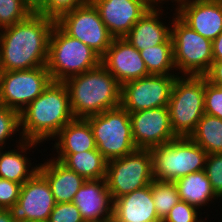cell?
<instances>
[{"instance_id":"1","label":"cell","mask_w":222,"mask_h":222,"mask_svg":"<svg viewBox=\"0 0 222 222\" xmlns=\"http://www.w3.org/2000/svg\"><path fill=\"white\" fill-rule=\"evenodd\" d=\"M55 23V19L33 12L23 21L0 29V71L47 66Z\"/></svg>"},{"instance_id":"2","label":"cell","mask_w":222,"mask_h":222,"mask_svg":"<svg viewBox=\"0 0 222 222\" xmlns=\"http://www.w3.org/2000/svg\"><path fill=\"white\" fill-rule=\"evenodd\" d=\"M73 119L66 84L51 81L45 90L20 112V135L24 140L41 144L54 140L60 130Z\"/></svg>"},{"instance_id":"3","label":"cell","mask_w":222,"mask_h":222,"mask_svg":"<svg viewBox=\"0 0 222 222\" xmlns=\"http://www.w3.org/2000/svg\"><path fill=\"white\" fill-rule=\"evenodd\" d=\"M64 83L74 118H87L121 106V85L102 64Z\"/></svg>"},{"instance_id":"4","label":"cell","mask_w":222,"mask_h":222,"mask_svg":"<svg viewBox=\"0 0 222 222\" xmlns=\"http://www.w3.org/2000/svg\"><path fill=\"white\" fill-rule=\"evenodd\" d=\"M101 64V57L89 46L69 36L57 23L50 35L47 69L52 81L92 70Z\"/></svg>"},{"instance_id":"5","label":"cell","mask_w":222,"mask_h":222,"mask_svg":"<svg viewBox=\"0 0 222 222\" xmlns=\"http://www.w3.org/2000/svg\"><path fill=\"white\" fill-rule=\"evenodd\" d=\"M205 77L177 76L168 104L173 133L176 137H189L205 114Z\"/></svg>"},{"instance_id":"6","label":"cell","mask_w":222,"mask_h":222,"mask_svg":"<svg viewBox=\"0 0 222 222\" xmlns=\"http://www.w3.org/2000/svg\"><path fill=\"white\" fill-rule=\"evenodd\" d=\"M153 158V177L156 180L176 181L205 169L207 152L189 137H177L167 144L150 149Z\"/></svg>"},{"instance_id":"7","label":"cell","mask_w":222,"mask_h":222,"mask_svg":"<svg viewBox=\"0 0 222 222\" xmlns=\"http://www.w3.org/2000/svg\"><path fill=\"white\" fill-rule=\"evenodd\" d=\"M174 15L170 20L173 61L176 71H180L175 74L204 76L213 63L212 41L185 24L176 13Z\"/></svg>"},{"instance_id":"8","label":"cell","mask_w":222,"mask_h":222,"mask_svg":"<svg viewBox=\"0 0 222 222\" xmlns=\"http://www.w3.org/2000/svg\"><path fill=\"white\" fill-rule=\"evenodd\" d=\"M85 119L92 128L97 150L107 161L123 157L137 149L130 114L122 106Z\"/></svg>"},{"instance_id":"9","label":"cell","mask_w":222,"mask_h":222,"mask_svg":"<svg viewBox=\"0 0 222 222\" xmlns=\"http://www.w3.org/2000/svg\"><path fill=\"white\" fill-rule=\"evenodd\" d=\"M106 182L112 200L150 185L154 181L150 149L137 148L107 161Z\"/></svg>"},{"instance_id":"10","label":"cell","mask_w":222,"mask_h":222,"mask_svg":"<svg viewBox=\"0 0 222 222\" xmlns=\"http://www.w3.org/2000/svg\"><path fill=\"white\" fill-rule=\"evenodd\" d=\"M56 23L69 36L89 46L100 57L105 54L114 39L90 0L62 14Z\"/></svg>"},{"instance_id":"11","label":"cell","mask_w":222,"mask_h":222,"mask_svg":"<svg viewBox=\"0 0 222 222\" xmlns=\"http://www.w3.org/2000/svg\"><path fill=\"white\" fill-rule=\"evenodd\" d=\"M47 66L0 71V105L21 112L51 83Z\"/></svg>"},{"instance_id":"12","label":"cell","mask_w":222,"mask_h":222,"mask_svg":"<svg viewBox=\"0 0 222 222\" xmlns=\"http://www.w3.org/2000/svg\"><path fill=\"white\" fill-rule=\"evenodd\" d=\"M178 75H154L131 80L121 86V106L129 113L168 106Z\"/></svg>"},{"instance_id":"13","label":"cell","mask_w":222,"mask_h":222,"mask_svg":"<svg viewBox=\"0 0 222 222\" xmlns=\"http://www.w3.org/2000/svg\"><path fill=\"white\" fill-rule=\"evenodd\" d=\"M55 205L47 179L37 171L22 184L18 201L8 210L14 222H48Z\"/></svg>"},{"instance_id":"14","label":"cell","mask_w":222,"mask_h":222,"mask_svg":"<svg viewBox=\"0 0 222 222\" xmlns=\"http://www.w3.org/2000/svg\"><path fill=\"white\" fill-rule=\"evenodd\" d=\"M129 114L134 144L137 148L151 149L177 138L171 126L168 106Z\"/></svg>"},{"instance_id":"15","label":"cell","mask_w":222,"mask_h":222,"mask_svg":"<svg viewBox=\"0 0 222 222\" xmlns=\"http://www.w3.org/2000/svg\"><path fill=\"white\" fill-rule=\"evenodd\" d=\"M114 38H124L155 4L152 0H90Z\"/></svg>"},{"instance_id":"16","label":"cell","mask_w":222,"mask_h":222,"mask_svg":"<svg viewBox=\"0 0 222 222\" xmlns=\"http://www.w3.org/2000/svg\"><path fill=\"white\" fill-rule=\"evenodd\" d=\"M176 15L201 36L213 41L222 33V0H178Z\"/></svg>"},{"instance_id":"17","label":"cell","mask_w":222,"mask_h":222,"mask_svg":"<svg viewBox=\"0 0 222 222\" xmlns=\"http://www.w3.org/2000/svg\"><path fill=\"white\" fill-rule=\"evenodd\" d=\"M101 64L122 86L124 83L150 75L141 57L124 38H114L110 47L101 57Z\"/></svg>"},{"instance_id":"18","label":"cell","mask_w":222,"mask_h":222,"mask_svg":"<svg viewBox=\"0 0 222 222\" xmlns=\"http://www.w3.org/2000/svg\"><path fill=\"white\" fill-rule=\"evenodd\" d=\"M84 221L112 220L113 200L106 179L86 180L72 201Z\"/></svg>"},{"instance_id":"19","label":"cell","mask_w":222,"mask_h":222,"mask_svg":"<svg viewBox=\"0 0 222 222\" xmlns=\"http://www.w3.org/2000/svg\"><path fill=\"white\" fill-rule=\"evenodd\" d=\"M114 222H162L156 212L152 183L113 201Z\"/></svg>"},{"instance_id":"20","label":"cell","mask_w":222,"mask_h":222,"mask_svg":"<svg viewBox=\"0 0 222 222\" xmlns=\"http://www.w3.org/2000/svg\"><path fill=\"white\" fill-rule=\"evenodd\" d=\"M160 5L155 3L124 37L138 51L163 44L171 37V27L160 20L163 15Z\"/></svg>"},{"instance_id":"21","label":"cell","mask_w":222,"mask_h":222,"mask_svg":"<svg viewBox=\"0 0 222 222\" xmlns=\"http://www.w3.org/2000/svg\"><path fill=\"white\" fill-rule=\"evenodd\" d=\"M38 165V171L47 179L56 203L72 202L76 192L86 181L54 158Z\"/></svg>"},{"instance_id":"22","label":"cell","mask_w":222,"mask_h":222,"mask_svg":"<svg viewBox=\"0 0 222 222\" xmlns=\"http://www.w3.org/2000/svg\"><path fill=\"white\" fill-rule=\"evenodd\" d=\"M20 136L19 142L15 146L17 149H10V151H3L2 149L0 151V178L23 184L38 171L39 167L36 164V167H31L32 163L30 158L26 157V151L29 150L30 152L31 148L33 149L40 143L24 140Z\"/></svg>"},{"instance_id":"23","label":"cell","mask_w":222,"mask_h":222,"mask_svg":"<svg viewBox=\"0 0 222 222\" xmlns=\"http://www.w3.org/2000/svg\"><path fill=\"white\" fill-rule=\"evenodd\" d=\"M57 154H75L96 149L90 123L85 118H74L54 138Z\"/></svg>"},{"instance_id":"24","label":"cell","mask_w":222,"mask_h":222,"mask_svg":"<svg viewBox=\"0 0 222 222\" xmlns=\"http://www.w3.org/2000/svg\"><path fill=\"white\" fill-rule=\"evenodd\" d=\"M174 183L177 186L180 200L198 209L207 206L213 199L218 200L219 198L215 194L205 170L190 173L174 181Z\"/></svg>"},{"instance_id":"25","label":"cell","mask_w":222,"mask_h":222,"mask_svg":"<svg viewBox=\"0 0 222 222\" xmlns=\"http://www.w3.org/2000/svg\"><path fill=\"white\" fill-rule=\"evenodd\" d=\"M54 159L81 175L85 180L106 178L107 160L97 148L75 154H58Z\"/></svg>"},{"instance_id":"26","label":"cell","mask_w":222,"mask_h":222,"mask_svg":"<svg viewBox=\"0 0 222 222\" xmlns=\"http://www.w3.org/2000/svg\"><path fill=\"white\" fill-rule=\"evenodd\" d=\"M189 138L207 154L222 153V119L205 113Z\"/></svg>"},{"instance_id":"27","label":"cell","mask_w":222,"mask_h":222,"mask_svg":"<svg viewBox=\"0 0 222 222\" xmlns=\"http://www.w3.org/2000/svg\"><path fill=\"white\" fill-rule=\"evenodd\" d=\"M140 54L149 74L175 75L174 69L176 72V68L173 61V41L171 37L163 44L141 50Z\"/></svg>"},{"instance_id":"28","label":"cell","mask_w":222,"mask_h":222,"mask_svg":"<svg viewBox=\"0 0 222 222\" xmlns=\"http://www.w3.org/2000/svg\"><path fill=\"white\" fill-rule=\"evenodd\" d=\"M152 196L157 215L161 221L169 214L171 208L180 201L177 186L173 181L154 179Z\"/></svg>"},{"instance_id":"29","label":"cell","mask_w":222,"mask_h":222,"mask_svg":"<svg viewBox=\"0 0 222 222\" xmlns=\"http://www.w3.org/2000/svg\"><path fill=\"white\" fill-rule=\"evenodd\" d=\"M33 12L28 0H0V29L23 21Z\"/></svg>"},{"instance_id":"30","label":"cell","mask_w":222,"mask_h":222,"mask_svg":"<svg viewBox=\"0 0 222 222\" xmlns=\"http://www.w3.org/2000/svg\"><path fill=\"white\" fill-rule=\"evenodd\" d=\"M88 0H39L33 10L36 13L57 20L67 11L74 10Z\"/></svg>"},{"instance_id":"31","label":"cell","mask_w":222,"mask_h":222,"mask_svg":"<svg viewBox=\"0 0 222 222\" xmlns=\"http://www.w3.org/2000/svg\"><path fill=\"white\" fill-rule=\"evenodd\" d=\"M20 130V112L0 105V148L5 149L6 140H9L18 131L21 133Z\"/></svg>"},{"instance_id":"32","label":"cell","mask_w":222,"mask_h":222,"mask_svg":"<svg viewBox=\"0 0 222 222\" xmlns=\"http://www.w3.org/2000/svg\"><path fill=\"white\" fill-rule=\"evenodd\" d=\"M205 172L215 194L222 199V153L208 154L205 162Z\"/></svg>"},{"instance_id":"33","label":"cell","mask_w":222,"mask_h":222,"mask_svg":"<svg viewBox=\"0 0 222 222\" xmlns=\"http://www.w3.org/2000/svg\"><path fill=\"white\" fill-rule=\"evenodd\" d=\"M204 110L222 119V85H212L205 78Z\"/></svg>"},{"instance_id":"34","label":"cell","mask_w":222,"mask_h":222,"mask_svg":"<svg viewBox=\"0 0 222 222\" xmlns=\"http://www.w3.org/2000/svg\"><path fill=\"white\" fill-rule=\"evenodd\" d=\"M200 210L185 201H179L174 205L162 222H199ZM199 218V220H198Z\"/></svg>"},{"instance_id":"35","label":"cell","mask_w":222,"mask_h":222,"mask_svg":"<svg viewBox=\"0 0 222 222\" xmlns=\"http://www.w3.org/2000/svg\"><path fill=\"white\" fill-rule=\"evenodd\" d=\"M48 222H84L73 202L56 203Z\"/></svg>"},{"instance_id":"36","label":"cell","mask_w":222,"mask_h":222,"mask_svg":"<svg viewBox=\"0 0 222 222\" xmlns=\"http://www.w3.org/2000/svg\"><path fill=\"white\" fill-rule=\"evenodd\" d=\"M22 184L0 178V209H9L20 196Z\"/></svg>"},{"instance_id":"37","label":"cell","mask_w":222,"mask_h":222,"mask_svg":"<svg viewBox=\"0 0 222 222\" xmlns=\"http://www.w3.org/2000/svg\"><path fill=\"white\" fill-rule=\"evenodd\" d=\"M204 77L212 85H222V61H213Z\"/></svg>"},{"instance_id":"38","label":"cell","mask_w":222,"mask_h":222,"mask_svg":"<svg viewBox=\"0 0 222 222\" xmlns=\"http://www.w3.org/2000/svg\"><path fill=\"white\" fill-rule=\"evenodd\" d=\"M213 61H222V33L212 41Z\"/></svg>"},{"instance_id":"39","label":"cell","mask_w":222,"mask_h":222,"mask_svg":"<svg viewBox=\"0 0 222 222\" xmlns=\"http://www.w3.org/2000/svg\"><path fill=\"white\" fill-rule=\"evenodd\" d=\"M0 222H14L8 209H0Z\"/></svg>"},{"instance_id":"40","label":"cell","mask_w":222,"mask_h":222,"mask_svg":"<svg viewBox=\"0 0 222 222\" xmlns=\"http://www.w3.org/2000/svg\"><path fill=\"white\" fill-rule=\"evenodd\" d=\"M154 3H158V4H164L165 2H168L169 0H152ZM164 1V2H163ZM176 2L178 0H171V2ZM163 2V3H162Z\"/></svg>"},{"instance_id":"41","label":"cell","mask_w":222,"mask_h":222,"mask_svg":"<svg viewBox=\"0 0 222 222\" xmlns=\"http://www.w3.org/2000/svg\"><path fill=\"white\" fill-rule=\"evenodd\" d=\"M32 6H34L39 0H28Z\"/></svg>"},{"instance_id":"42","label":"cell","mask_w":222,"mask_h":222,"mask_svg":"<svg viewBox=\"0 0 222 222\" xmlns=\"http://www.w3.org/2000/svg\"><path fill=\"white\" fill-rule=\"evenodd\" d=\"M84 222H111V220H102V221H84Z\"/></svg>"}]
</instances>
